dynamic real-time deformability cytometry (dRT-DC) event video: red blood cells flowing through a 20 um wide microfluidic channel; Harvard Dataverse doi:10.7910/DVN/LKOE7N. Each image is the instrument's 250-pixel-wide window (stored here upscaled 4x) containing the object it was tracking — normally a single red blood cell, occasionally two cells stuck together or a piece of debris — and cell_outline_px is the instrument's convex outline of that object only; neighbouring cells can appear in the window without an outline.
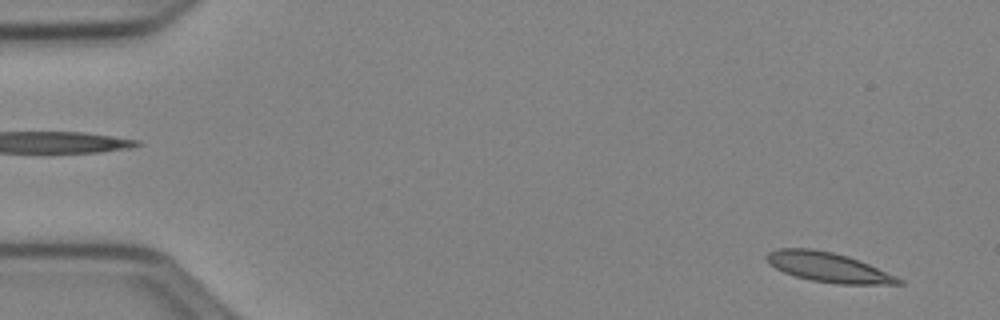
{"species": "Egyptian fruit bat (a non-hibernating species)", "species_latin": "Rousettus aegyptiacus", "temperature_condition": "cold", "stored_images_in_passage": 52, "camera_frame_rate_fps": 3000, "um_per_image_px": 0.085, "animal": {"sex": "female"}, "frame": {"image": 1, "passage_image": 3, "time_ms": 0.667, "image_size_px": [1000, 320], "cell_outline_px": [[904, 284], [836, 284], [812, 280], [796, 276], [784, 272], [768, 264], [764, 256], [768, 252], [780, 248], [812, 248], [832, 252], [848, 256], [868, 264], [896, 276], [904, 280]], "centroid_in_image_um": [70.38, 22.71], "position_along_channel_um": 14.6, "area_um2": 22.72}}
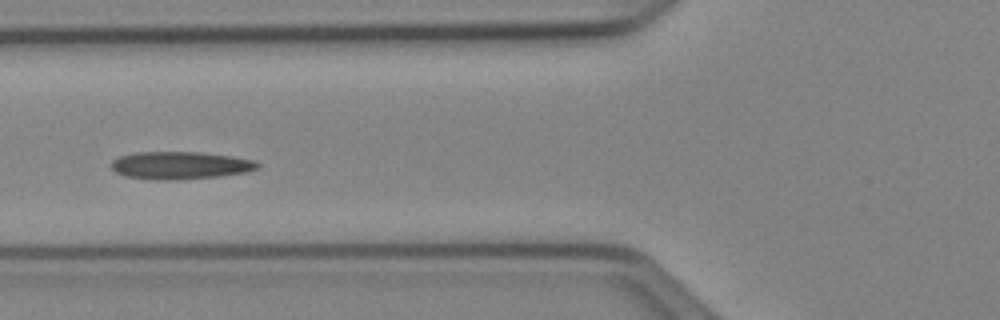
{"frame": {"image": 2, "passage_image": 20, "time_ms": 6.333, "image_size_px": [1000, 320], "cell_outline_px": [[260, 168], [248, 172], [220, 176], [172, 180], [152, 180], [124, 176], [116, 172], [112, 168], [112, 160], [120, 156], [136, 152], [200, 152], [232, 156], [252, 160], [260, 164]], "centroid_in_image_um": [15.33, 14.06], "position_along_channel_um": 110.5, "area_um2": 23.64}}
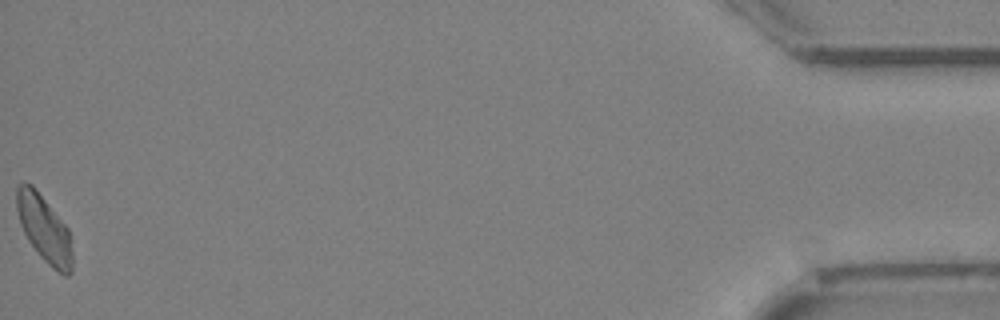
{"frame": {"image": 3, "passage_image": 52, "time_ms": 17.0, "image_size_px": [1000, 320], "cell_outline_px": [[72, 272], [68, 276], [64, 276], [56, 272], [40, 256], [28, 240], [20, 224], [16, 208], [16, 188], [24, 180], [32, 184], [68, 228], [72, 252]], "centroid_in_image_um": [3.75, 19.45], "position_along_channel_um": 431.4, "area_um2": 21.73}, "authors_computed_cell_mechanics": {"area_um2": 22.5131, "velocity_mm_per_s": 3.8998, "shape_relaxation_time_tau1_ms": 4.9493, "shape_relaxation_time_tau2_ms": 5.0282, "deformation_change_tau1": 0.1425, "deformation_change_tau2": 0.1201}}